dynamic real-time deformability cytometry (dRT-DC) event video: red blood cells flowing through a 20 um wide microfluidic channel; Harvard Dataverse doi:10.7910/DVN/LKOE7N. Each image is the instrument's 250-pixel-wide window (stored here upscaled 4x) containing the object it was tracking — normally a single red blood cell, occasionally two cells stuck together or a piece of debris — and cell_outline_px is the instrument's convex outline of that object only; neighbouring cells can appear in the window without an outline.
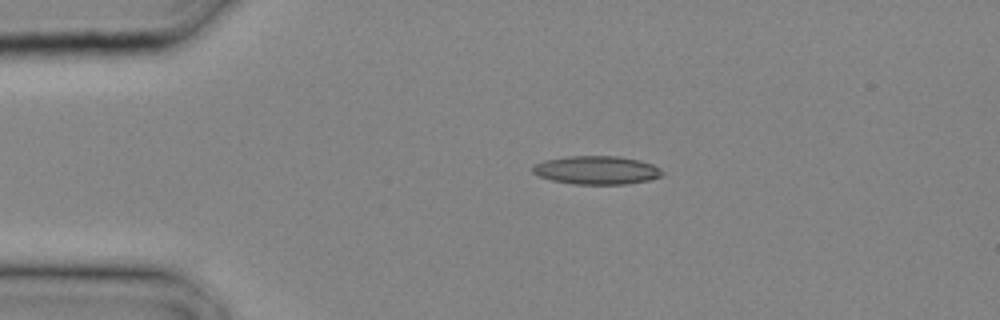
{"species": "common noctule bat (a hibernating species)", "species_latin": "Nyctalus noctula", "temperature_condition": "cold", "stored_images_in_passage": 7, "camera_frame_rate_fps": 3000, "um_per_image_px": 0.085, "animal": {"sex": "male", "body_mass_g": 20.4}, "frame": {"image": 1, "passage_image": 1, "time_ms": 0.0, "image_size_px": [1000, 320], "cell_outline_px": [[664, 176], [648, 180], [624, 184], [572, 184], [552, 180], [540, 176], [532, 172], [532, 168], [536, 164], [544, 160], [568, 156], [620, 156], [640, 160], [652, 164], [660, 168], [664, 172]], "centroid_in_image_um": [50.75, 14.46], "position_along_channel_um": 34.3, "area_um2": 21.5}}
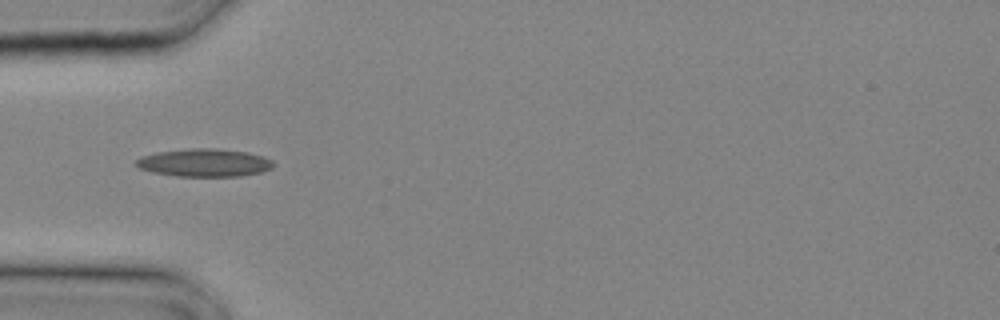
{"frame": {"image": 2, "passage_image": 4, "time_ms": 1.0, "image_size_px": [1000, 320], "cell_outline_px": [[276, 164], [272, 168], [260, 172], [240, 176], [176, 176], [152, 172], [140, 168], [136, 164], [136, 160], [140, 156], [156, 152], [192, 148], [216, 148], [248, 152], [264, 156], [272, 160]], "centroid_in_image_um": [17.39, 13.82], "position_along_channel_um": 67.6, "area_um2": 22.43}}
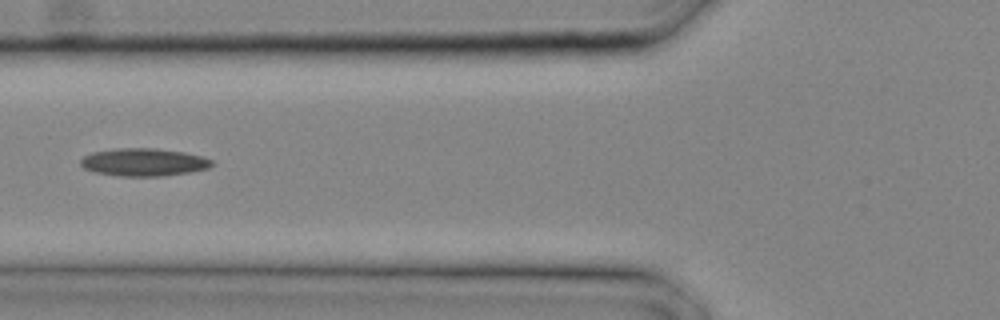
{"frame": {"image": 3, "passage_image": 6, "time_ms": 1.667, "image_size_px": [1000, 320], "cell_outline_px": [[216, 164], [208, 168], [192, 172], [164, 176], [116, 176], [92, 172], [84, 168], [80, 164], [80, 160], [84, 156], [92, 152], [120, 148], [152, 148], [184, 152], [204, 156], [212, 160]], "centroid_in_image_um": [12.24, 13.79], "position_along_channel_um": 113.6, "area_um2": 21.5}}